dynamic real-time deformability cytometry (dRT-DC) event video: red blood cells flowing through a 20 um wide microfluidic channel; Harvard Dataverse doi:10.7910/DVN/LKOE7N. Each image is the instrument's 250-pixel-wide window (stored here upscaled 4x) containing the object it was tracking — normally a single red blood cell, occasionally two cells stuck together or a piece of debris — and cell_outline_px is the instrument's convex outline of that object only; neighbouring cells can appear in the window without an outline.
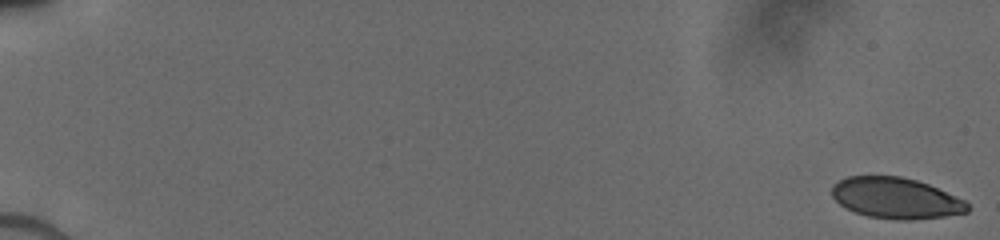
{"species": "human", "species_latin": "Homo sapiens", "temperature_condition": "cold", "stored_images_in_passage": 52, "camera_frame_rate_fps": 3000, "um_per_image_px": 0.085, "donor": {"sex": "male"}, "frame": {"image": 1, "passage_image": 1, "time_ms": 0.0, "image_size_px": [1000, 240], "cell_outline_px": [[968, 212], [944, 216], [908, 220], [896, 220], [868, 216], [844, 208], [832, 196], [832, 184], [848, 176], [900, 176], [916, 180], [928, 184], [964, 200], [968, 204]], "centroid_in_image_um": [76.12, 16.84], "position_along_channel_um": 8.9, "area_um2": 32.19}}
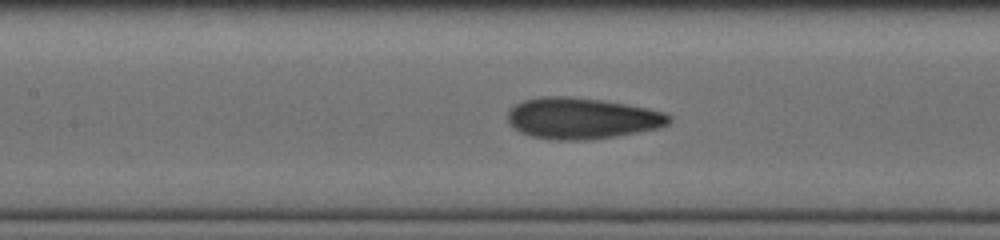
{"frame": {"image": 2, "passage_image": 28, "time_ms": 8.667, "image_size_px": [1000, 240], "cell_outline_px": [[672, 120], [668, 124], [660, 128], [588, 140], [556, 140], [532, 136], [520, 132], [508, 124], [508, 112], [516, 104], [524, 100], [540, 96], [564, 96], [600, 100], [648, 108], [664, 112], [672, 116]], "centroid_in_image_um": [49.46, 10.05], "position_along_channel_um": 157.9, "area_um2": 38.55}}
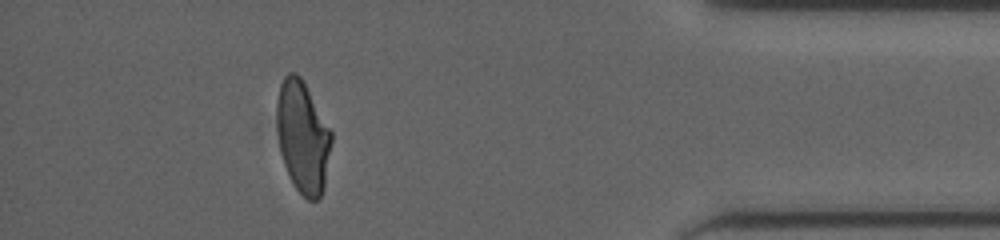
{"frame": {"image": 3, "passage_image": 50, "time_ms": 15.667, "image_size_px": [1000, 240], "cell_outline_px": [[332, 140], [324, 188], [320, 196], [316, 200], [308, 200], [292, 184], [284, 164], [280, 152], [276, 124], [276, 100], [280, 84], [284, 76], [288, 72], [296, 72], [300, 76], [332, 132]], "centroid_in_image_um": [25.71, 11.63], "position_along_channel_um": 409.5, "area_um2": 35.66}}